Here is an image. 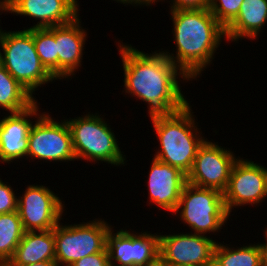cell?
<instances>
[{
  "label": "cell",
  "instance_id": "obj_1",
  "mask_svg": "<svg viewBox=\"0 0 267 266\" xmlns=\"http://www.w3.org/2000/svg\"><path fill=\"white\" fill-rule=\"evenodd\" d=\"M119 43L124 71L125 94L148 104L150 119L168 117L188 101L180 89L178 76L190 79L163 53L148 54L131 45ZM179 71V72H178Z\"/></svg>",
  "mask_w": 267,
  "mask_h": 266
},
{
  "label": "cell",
  "instance_id": "obj_2",
  "mask_svg": "<svg viewBox=\"0 0 267 266\" xmlns=\"http://www.w3.org/2000/svg\"><path fill=\"white\" fill-rule=\"evenodd\" d=\"M176 54L163 53L189 78L196 79L205 70L225 36V28L209 8L170 10ZM169 53V54H168ZM176 55V56H175ZM204 69V70H203Z\"/></svg>",
  "mask_w": 267,
  "mask_h": 266
},
{
  "label": "cell",
  "instance_id": "obj_3",
  "mask_svg": "<svg viewBox=\"0 0 267 266\" xmlns=\"http://www.w3.org/2000/svg\"><path fill=\"white\" fill-rule=\"evenodd\" d=\"M189 103L168 117L152 119L161 149L153 158L188 174L198 148L206 139L200 135Z\"/></svg>",
  "mask_w": 267,
  "mask_h": 266
},
{
  "label": "cell",
  "instance_id": "obj_4",
  "mask_svg": "<svg viewBox=\"0 0 267 266\" xmlns=\"http://www.w3.org/2000/svg\"><path fill=\"white\" fill-rule=\"evenodd\" d=\"M0 47V63L32 95L39 86L56 80L40 62L33 41V28L2 30Z\"/></svg>",
  "mask_w": 267,
  "mask_h": 266
},
{
  "label": "cell",
  "instance_id": "obj_5",
  "mask_svg": "<svg viewBox=\"0 0 267 266\" xmlns=\"http://www.w3.org/2000/svg\"><path fill=\"white\" fill-rule=\"evenodd\" d=\"M81 116L66 119L76 160L83 159L96 163L104 161L117 167L124 165L126 158L117 143L118 139L102 116L100 117L98 113Z\"/></svg>",
  "mask_w": 267,
  "mask_h": 266
},
{
  "label": "cell",
  "instance_id": "obj_6",
  "mask_svg": "<svg viewBox=\"0 0 267 266\" xmlns=\"http://www.w3.org/2000/svg\"><path fill=\"white\" fill-rule=\"evenodd\" d=\"M180 210V211H179ZM174 215L188 224L195 234L219 232L229 214L226 210L223 193L216 189L202 188L186 183L180 195Z\"/></svg>",
  "mask_w": 267,
  "mask_h": 266
},
{
  "label": "cell",
  "instance_id": "obj_7",
  "mask_svg": "<svg viewBox=\"0 0 267 266\" xmlns=\"http://www.w3.org/2000/svg\"><path fill=\"white\" fill-rule=\"evenodd\" d=\"M110 229L104 219L64 226L58 223L53 229L55 263L57 266H71L81 258L103 252L107 248Z\"/></svg>",
  "mask_w": 267,
  "mask_h": 266
},
{
  "label": "cell",
  "instance_id": "obj_8",
  "mask_svg": "<svg viewBox=\"0 0 267 266\" xmlns=\"http://www.w3.org/2000/svg\"><path fill=\"white\" fill-rule=\"evenodd\" d=\"M28 136L27 158L46 161H74L76 156L66 120L55 121L49 113H41Z\"/></svg>",
  "mask_w": 267,
  "mask_h": 266
},
{
  "label": "cell",
  "instance_id": "obj_9",
  "mask_svg": "<svg viewBox=\"0 0 267 266\" xmlns=\"http://www.w3.org/2000/svg\"><path fill=\"white\" fill-rule=\"evenodd\" d=\"M267 197V168L252 160L239 158L235 162L223 198L230 215L232 209L258 205ZM237 206V207H236ZM234 207V208H233Z\"/></svg>",
  "mask_w": 267,
  "mask_h": 266
},
{
  "label": "cell",
  "instance_id": "obj_10",
  "mask_svg": "<svg viewBox=\"0 0 267 266\" xmlns=\"http://www.w3.org/2000/svg\"><path fill=\"white\" fill-rule=\"evenodd\" d=\"M237 160L232 151L206 139L197 150L187 182L223 193Z\"/></svg>",
  "mask_w": 267,
  "mask_h": 266
},
{
  "label": "cell",
  "instance_id": "obj_11",
  "mask_svg": "<svg viewBox=\"0 0 267 266\" xmlns=\"http://www.w3.org/2000/svg\"><path fill=\"white\" fill-rule=\"evenodd\" d=\"M48 187L29 185L18 196V213L25 231L51 230L63 219L64 204Z\"/></svg>",
  "mask_w": 267,
  "mask_h": 266
},
{
  "label": "cell",
  "instance_id": "obj_12",
  "mask_svg": "<svg viewBox=\"0 0 267 266\" xmlns=\"http://www.w3.org/2000/svg\"><path fill=\"white\" fill-rule=\"evenodd\" d=\"M216 243L193 232L159 235L160 254L169 265L213 266Z\"/></svg>",
  "mask_w": 267,
  "mask_h": 266
},
{
  "label": "cell",
  "instance_id": "obj_13",
  "mask_svg": "<svg viewBox=\"0 0 267 266\" xmlns=\"http://www.w3.org/2000/svg\"><path fill=\"white\" fill-rule=\"evenodd\" d=\"M112 228L107 235L110 266H142L160 253L159 235L156 233L135 234L127 229L113 233Z\"/></svg>",
  "mask_w": 267,
  "mask_h": 266
},
{
  "label": "cell",
  "instance_id": "obj_14",
  "mask_svg": "<svg viewBox=\"0 0 267 266\" xmlns=\"http://www.w3.org/2000/svg\"><path fill=\"white\" fill-rule=\"evenodd\" d=\"M38 109L36 101L29 108L9 113L0 120V162L9 164L27 157L28 136L34 124L29 118H38L41 115Z\"/></svg>",
  "mask_w": 267,
  "mask_h": 266
},
{
  "label": "cell",
  "instance_id": "obj_15",
  "mask_svg": "<svg viewBox=\"0 0 267 266\" xmlns=\"http://www.w3.org/2000/svg\"><path fill=\"white\" fill-rule=\"evenodd\" d=\"M77 0H7L9 13L40 20L30 28H49L73 21L79 16Z\"/></svg>",
  "mask_w": 267,
  "mask_h": 266
},
{
  "label": "cell",
  "instance_id": "obj_16",
  "mask_svg": "<svg viewBox=\"0 0 267 266\" xmlns=\"http://www.w3.org/2000/svg\"><path fill=\"white\" fill-rule=\"evenodd\" d=\"M186 183L187 175L178 168L152 158L147 188L150 203L173 213Z\"/></svg>",
  "mask_w": 267,
  "mask_h": 266
},
{
  "label": "cell",
  "instance_id": "obj_17",
  "mask_svg": "<svg viewBox=\"0 0 267 266\" xmlns=\"http://www.w3.org/2000/svg\"><path fill=\"white\" fill-rule=\"evenodd\" d=\"M80 16L73 21L55 26V43L58 54V79L71 78L81 66L86 30L81 26Z\"/></svg>",
  "mask_w": 267,
  "mask_h": 266
},
{
  "label": "cell",
  "instance_id": "obj_18",
  "mask_svg": "<svg viewBox=\"0 0 267 266\" xmlns=\"http://www.w3.org/2000/svg\"><path fill=\"white\" fill-rule=\"evenodd\" d=\"M43 261L55 262V240L53 229L25 231L16 247L11 266H24Z\"/></svg>",
  "mask_w": 267,
  "mask_h": 266
},
{
  "label": "cell",
  "instance_id": "obj_19",
  "mask_svg": "<svg viewBox=\"0 0 267 266\" xmlns=\"http://www.w3.org/2000/svg\"><path fill=\"white\" fill-rule=\"evenodd\" d=\"M267 23V0H244L237 17L225 28L227 41L256 39Z\"/></svg>",
  "mask_w": 267,
  "mask_h": 266
},
{
  "label": "cell",
  "instance_id": "obj_20",
  "mask_svg": "<svg viewBox=\"0 0 267 266\" xmlns=\"http://www.w3.org/2000/svg\"><path fill=\"white\" fill-rule=\"evenodd\" d=\"M37 100L0 63V107L8 113L21 112Z\"/></svg>",
  "mask_w": 267,
  "mask_h": 266
},
{
  "label": "cell",
  "instance_id": "obj_21",
  "mask_svg": "<svg viewBox=\"0 0 267 266\" xmlns=\"http://www.w3.org/2000/svg\"><path fill=\"white\" fill-rule=\"evenodd\" d=\"M213 266H262L260 249L256 244L234 249L217 241Z\"/></svg>",
  "mask_w": 267,
  "mask_h": 266
},
{
  "label": "cell",
  "instance_id": "obj_22",
  "mask_svg": "<svg viewBox=\"0 0 267 266\" xmlns=\"http://www.w3.org/2000/svg\"><path fill=\"white\" fill-rule=\"evenodd\" d=\"M25 230L18 211L0 214V263H8Z\"/></svg>",
  "mask_w": 267,
  "mask_h": 266
},
{
  "label": "cell",
  "instance_id": "obj_23",
  "mask_svg": "<svg viewBox=\"0 0 267 266\" xmlns=\"http://www.w3.org/2000/svg\"><path fill=\"white\" fill-rule=\"evenodd\" d=\"M33 41L41 64L58 80V54L55 43V26L33 28Z\"/></svg>",
  "mask_w": 267,
  "mask_h": 266
},
{
  "label": "cell",
  "instance_id": "obj_24",
  "mask_svg": "<svg viewBox=\"0 0 267 266\" xmlns=\"http://www.w3.org/2000/svg\"><path fill=\"white\" fill-rule=\"evenodd\" d=\"M243 1L244 0H209V10L216 20L226 28L237 17Z\"/></svg>",
  "mask_w": 267,
  "mask_h": 266
},
{
  "label": "cell",
  "instance_id": "obj_25",
  "mask_svg": "<svg viewBox=\"0 0 267 266\" xmlns=\"http://www.w3.org/2000/svg\"><path fill=\"white\" fill-rule=\"evenodd\" d=\"M18 210V198L11 186L5 184L0 178V214L11 213Z\"/></svg>",
  "mask_w": 267,
  "mask_h": 266
},
{
  "label": "cell",
  "instance_id": "obj_26",
  "mask_svg": "<svg viewBox=\"0 0 267 266\" xmlns=\"http://www.w3.org/2000/svg\"><path fill=\"white\" fill-rule=\"evenodd\" d=\"M71 266H110L108 250L106 248L103 252L91 254L81 258Z\"/></svg>",
  "mask_w": 267,
  "mask_h": 266
},
{
  "label": "cell",
  "instance_id": "obj_27",
  "mask_svg": "<svg viewBox=\"0 0 267 266\" xmlns=\"http://www.w3.org/2000/svg\"><path fill=\"white\" fill-rule=\"evenodd\" d=\"M170 10H196L209 8V0H172Z\"/></svg>",
  "mask_w": 267,
  "mask_h": 266
},
{
  "label": "cell",
  "instance_id": "obj_28",
  "mask_svg": "<svg viewBox=\"0 0 267 266\" xmlns=\"http://www.w3.org/2000/svg\"><path fill=\"white\" fill-rule=\"evenodd\" d=\"M119 3H123V4H132L135 6V4L138 6H142V5H145V6H150L151 4L153 3H156L158 2L159 0H115ZM162 1V0H160Z\"/></svg>",
  "mask_w": 267,
  "mask_h": 266
},
{
  "label": "cell",
  "instance_id": "obj_29",
  "mask_svg": "<svg viewBox=\"0 0 267 266\" xmlns=\"http://www.w3.org/2000/svg\"><path fill=\"white\" fill-rule=\"evenodd\" d=\"M142 266H169L164 257L159 253L153 259Z\"/></svg>",
  "mask_w": 267,
  "mask_h": 266
},
{
  "label": "cell",
  "instance_id": "obj_30",
  "mask_svg": "<svg viewBox=\"0 0 267 266\" xmlns=\"http://www.w3.org/2000/svg\"><path fill=\"white\" fill-rule=\"evenodd\" d=\"M265 231L266 242L263 244H257L261 253V265L267 266V229Z\"/></svg>",
  "mask_w": 267,
  "mask_h": 266
},
{
  "label": "cell",
  "instance_id": "obj_31",
  "mask_svg": "<svg viewBox=\"0 0 267 266\" xmlns=\"http://www.w3.org/2000/svg\"><path fill=\"white\" fill-rule=\"evenodd\" d=\"M24 266H57V264L55 262L43 261V262L34 263V264H27Z\"/></svg>",
  "mask_w": 267,
  "mask_h": 266
},
{
  "label": "cell",
  "instance_id": "obj_32",
  "mask_svg": "<svg viewBox=\"0 0 267 266\" xmlns=\"http://www.w3.org/2000/svg\"><path fill=\"white\" fill-rule=\"evenodd\" d=\"M1 11H2V13L8 11V8H7V0H0V12Z\"/></svg>",
  "mask_w": 267,
  "mask_h": 266
},
{
  "label": "cell",
  "instance_id": "obj_33",
  "mask_svg": "<svg viewBox=\"0 0 267 266\" xmlns=\"http://www.w3.org/2000/svg\"><path fill=\"white\" fill-rule=\"evenodd\" d=\"M0 266H11L9 263H0Z\"/></svg>",
  "mask_w": 267,
  "mask_h": 266
}]
</instances>
